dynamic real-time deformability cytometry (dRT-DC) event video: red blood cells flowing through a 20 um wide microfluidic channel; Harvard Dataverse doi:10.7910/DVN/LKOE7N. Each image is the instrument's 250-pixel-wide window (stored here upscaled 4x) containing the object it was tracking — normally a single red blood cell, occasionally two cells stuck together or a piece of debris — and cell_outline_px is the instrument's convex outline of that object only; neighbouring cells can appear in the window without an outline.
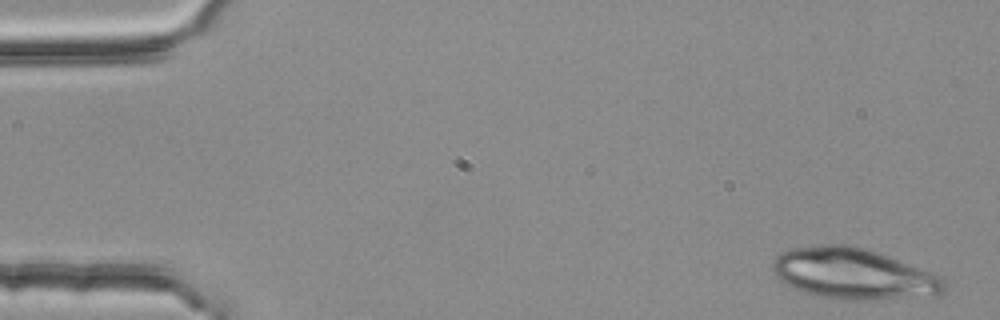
{"species": "common noctule bat (a hibernating species)", "species_latin": "Nyctalus noctula", "temperature_condition": "room temperature", "stored_images_in_passage": 3, "camera_frame_rate_fps": 3000, "um_per_image_px": 0.085, "animal": {"sex": "female", "body_mass_g": 25.1}, "frame": {"image": 1, "passage_image": 1, "time_ms": 0.0, "image_size_px": [1000, 320], "cell_outline_px": [[948, 280], [944, 292], [940, 296], [876, 300], [844, 300], [820, 296], [804, 292], [780, 280], [772, 272], [772, 260], [780, 252], [788, 248], [820, 244], [848, 244], [864, 248], [936, 272], [944, 276]], "centroid_in_image_um": [72.63, 23.27], "position_along_channel_um": 12.4, "area_um2": 52.08}}